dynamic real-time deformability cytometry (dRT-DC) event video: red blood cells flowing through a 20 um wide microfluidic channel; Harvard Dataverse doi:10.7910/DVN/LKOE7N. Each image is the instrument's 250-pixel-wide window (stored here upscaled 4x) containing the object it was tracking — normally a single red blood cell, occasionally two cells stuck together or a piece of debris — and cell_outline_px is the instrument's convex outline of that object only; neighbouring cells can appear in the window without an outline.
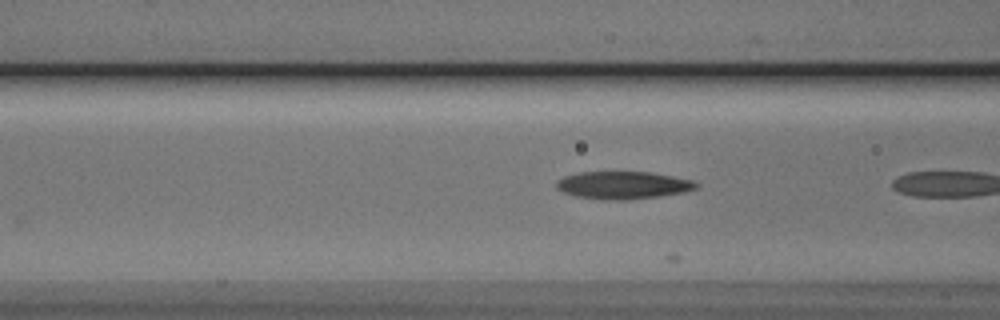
{"species": "Egyptian fruit bat (a non-hibernating species)", "species_latin": "Rousettus aegyptiacus", "temperature_condition": "cold", "stored_images_in_passage": 8, "camera_frame_rate_fps": 3000, "um_per_image_px": 0.085, "animal": {"sex": "male"}, "frame": {"image": 1, "passage_image": 5, "time_ms": 1.333, "image_size_px": [1000, 320], "cell_outline_px": [[700, 184], [696, 188], [684, 192], [660, 196], [628, 200], [600, 200], [576, 196], [564, 192], [556, 188], [556, 180], [564, 176], [580, 172], [652, 172], [692, 180]], "centroid_in_image_um": [52.95, 15.74], "position_along_channel_um": 113.7, "area_um2": 22.6}}